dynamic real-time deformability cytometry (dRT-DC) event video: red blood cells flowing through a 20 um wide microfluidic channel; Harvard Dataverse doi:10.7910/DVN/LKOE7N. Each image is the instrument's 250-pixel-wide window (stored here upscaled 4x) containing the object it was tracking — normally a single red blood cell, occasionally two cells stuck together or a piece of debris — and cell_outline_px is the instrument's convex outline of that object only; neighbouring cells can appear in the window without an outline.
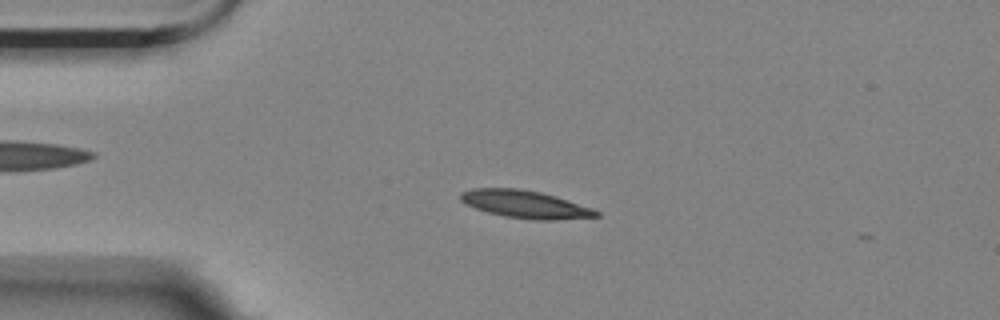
{"species": "Egyptian fruit bat (a non-hibernating species)", "species_latin": "Rousettus aegyptiacus", "temperature_condition": "room temperature", "stored_images_in_passage": 5, "camera_frame_rate_fps": 3000, "um_per_image_px": 0.085, "animal": {"sex": "female"}, "frame": {"image": 1, "passage_image": 3, "time_ms": 0.667, "image_size_px": [1000, 320], "cell_outline_px": [[600, 216], [556, 220], [532, 220], [504, 216], [488, 212], [464, 204], [460, 200], [460, 192], [472, 188], [520, 188], [540, 192], [556, 196], [592, 208], [600, 212]], "centroid_in_image_um": [44.62, 17.36], "position_along_channel_um": 40.4, "area_um2": 21.96}}
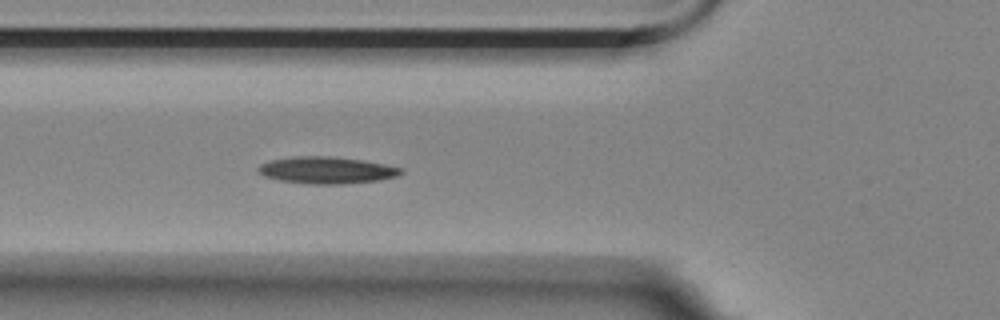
{"frame": {"image": 2, "passage_image": 5, "time_ms": 1.333, "image_size_px": [1000, 320], "cell_outline_px": [[404, 172], [396, 176], [380, 180], [340, 184], [308, 184], [280, 180], [264, 176], [256, 168], [260, 164], [272, 160], [292, 156], [332, 156], [364, 160], [404, 168]], "centroid_in_image_um": [27.78, 14.46], "position_along_channel_um": 98.0, "area_um2": 22.43}}